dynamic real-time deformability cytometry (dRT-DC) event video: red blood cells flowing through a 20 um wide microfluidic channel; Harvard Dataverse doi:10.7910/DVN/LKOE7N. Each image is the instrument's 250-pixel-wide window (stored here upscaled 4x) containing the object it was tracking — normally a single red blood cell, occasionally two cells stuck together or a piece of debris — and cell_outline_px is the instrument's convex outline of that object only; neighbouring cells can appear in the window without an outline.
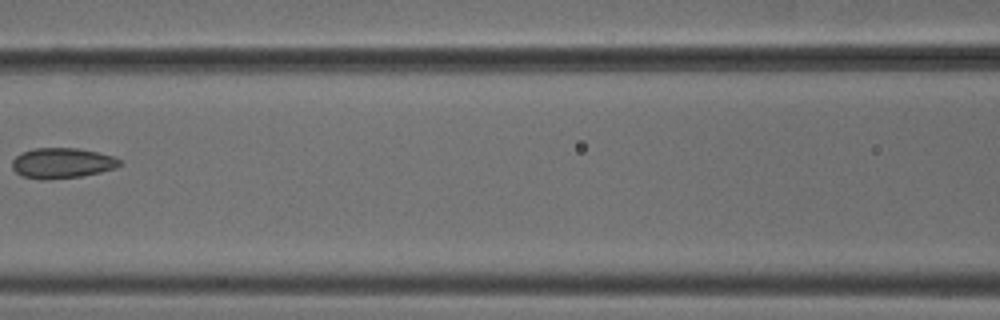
{"species": "common noctule bat (a hibernating species)", "species_latin": "Nyctalus noctula", "temperature_condition": "cold", "stored_images_in_passage": 7, "camera_frame_rate_fps": 3000, "um_per_image_px": 0.085, "animal": {"sex": "male", "body_mass_g": 18.8}, "frame": {"image": 1, "passage_image": 6, "time_ms": 1.667, "image_size_px": [1000, 320], "cell_outline_px": [[120, 164], [116, 168], [100, 172], [80, 176], [48, 180], [44, 180], [20, 176], [12, 168], [12, 160], [16, 156], [32, 148], [76, 148], [96, 152], [112, 156], [120, 160]], "centroid_in_image_um": [5.23, 13.87], "position_along_channel_um": 161.4, "area_um2": 18.96}}
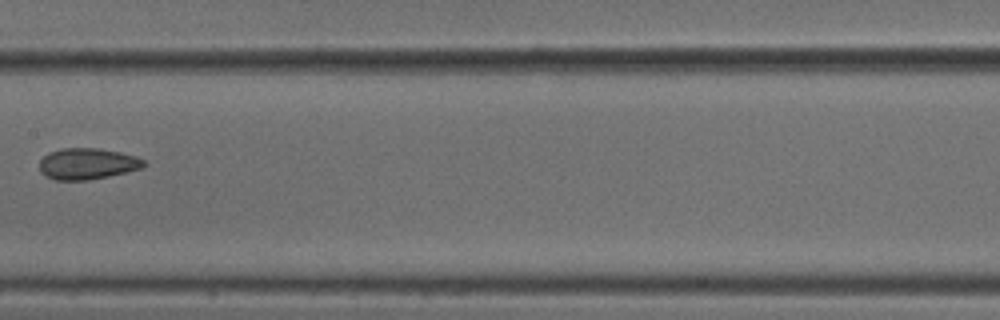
{"frame": {"image": 2, "passage_image": 7, "time_ms": 2.0, "image_size_px": [1000, 320], "cell_outline_px": [[148, 164], [140, 168], [108, 176], [88, 180], [56, 180], [44, 176], [40, 172], [40, 160], [48, 152], [64, 148], [100, 148], [120, 152], [136, 156], [144, 160]], "centroid_in_image_um": [7.4, 13.91], "position_along_channel_um": 200.0, "area_um2": 19.02}}